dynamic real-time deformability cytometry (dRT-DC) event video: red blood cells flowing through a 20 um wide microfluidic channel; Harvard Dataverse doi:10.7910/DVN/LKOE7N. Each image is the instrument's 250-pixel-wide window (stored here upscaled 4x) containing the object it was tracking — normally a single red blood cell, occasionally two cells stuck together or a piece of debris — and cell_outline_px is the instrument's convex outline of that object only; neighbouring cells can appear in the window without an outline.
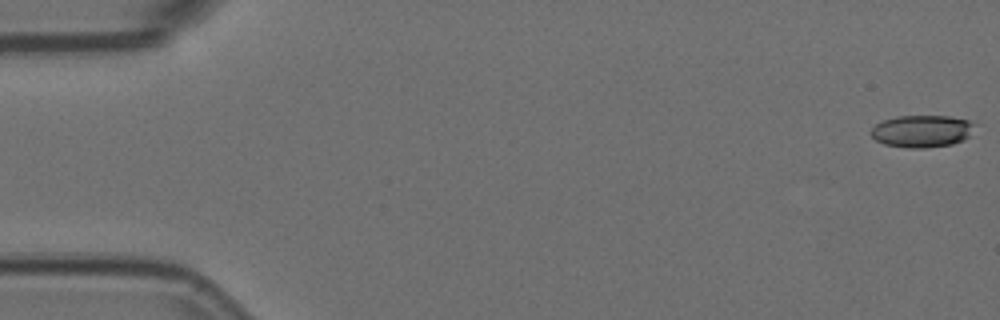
{"species": "Egyptian fruit bat (a non-hibernating species)", "species_latin": "Rousettus aegyptiacus", "temperature_condition": "room temperature", "stored_images_in_passage": 56, "camera_frame_rate_fps": 3000, "um_per_image_px": 0.085, "animal": {"sex": "female"}, "frame": {"image": 1, "passage_image": 1, "time_ms": 0.0, "image_size_px": [1000, 320], "cell_outline_px": [[976, 124], [968, 136], [964, 140], [952, 144], [924, 148], [908, 148], [884, 144], [876, 140], [868, 132], [876, 124], [884, 120], [900, 116], [948, 116], [968, 120]], "centroid_in_image_um": [78.35, 11.15], "position_along_channel_um": 6.6, "area_um2": 19.42}}
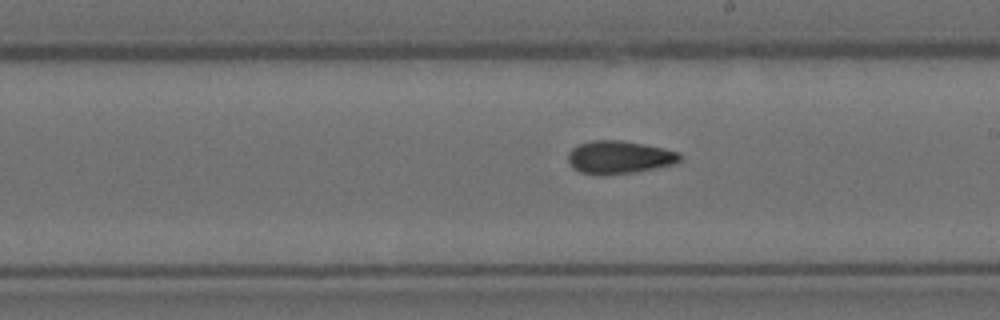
{"frame": {"image": 2, "passage_image": 32, "time_ms": 10.333, "image_size_px": [1000, 320], "cell_outline_px": [[680, 164], [636, 172], [604, 176], [596, 176], [580, 172], [572, 168], [568, 160], [568, 152], [572, 148], [580, 144], [592, 140], [620, 140], [644, 144], [664, 148], [680, 152]], "centroid_in_image_um": [52.66, 13.39], "position_along_channel_um": 236.3, "area_um2": 22.02}}
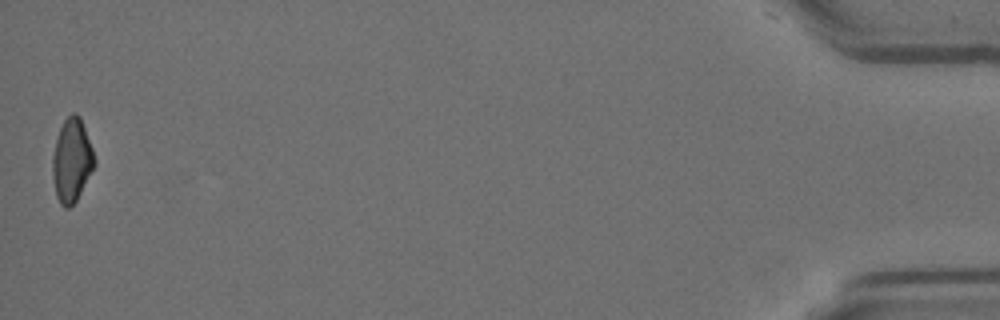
{"frame": {"image": 3, "passage_image": 56, "time_ms": 18.333, "image_size_px": [1000, 320], "cell_outline_px": [[96, 164], [76, 200], [68, 208], [64, 208], [60, 204], [56, 196], [52, 172], [52, 156], [56, 140], [60, 128], [64, 120], [72, 112], [76, 112], [80, 116], [92, 148], [96, 160]], "centroid_in_image_um": [6.1, 13.62], "position_along_channel_um": 429.1, "area_um2": 20.29}, "authors_computed_cell_mechanics": {"area_um2": 20.8658, "velocity_mm_per_s": 3.63, "shape_relaxation_time_tau1_ms": null, "shape_relaxation_time_tau2_ms": 4.1892, "deformation_change_tau1": null, "deformation_change_tau2": 0.1045}}